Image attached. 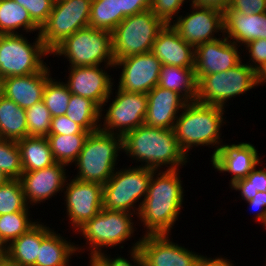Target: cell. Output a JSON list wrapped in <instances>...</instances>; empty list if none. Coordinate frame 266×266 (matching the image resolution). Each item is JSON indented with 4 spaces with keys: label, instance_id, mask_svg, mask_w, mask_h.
Segmentation results:
<instances>
[{
    "label": "cell",
    "instance_id": "6da1fadb",
    "mask_svg": "<svg viewBox=\"0 0 266 266\" xmlns=\"http://www.w3.org/2000/svg\"><path fill=\"white\" fill-rule=\"evenodd\" d=\"M179 171L165 169L153 172L137 216L147 229L144 235H170L183 208L184 190Z\"/></svg>",
    "mask_w": 266,
    "mask_h": 266
},
{
    "label": "cell",
    "instance_id": "74e56055",
    "mask_svg": "<svg viewBox=\"0 0 266 266\" xmlns=\"http://www.w3.org/2000/svg\"><path fill=\"white\" fill-rule=\"evenodd\" d=\"M51 114L44 102L26 109L28 136L47 137L51 128Z\"/></svg>",
    "mask_w": 266,
    "mask_h": 266
},
{
    "label": "cell",
    "instance_id": "7402d4cb",
    "mask_svg": "<svg viewBox=\"0 0 266 266\" xmlns=\"http://www.w3.org/2000/svg\"><path fill=\"white\" fill-rule=\"evenodd\" d=\"M51 77L46 65L37 73L4 78L2 95L26 110L42 101L45 85Z\"/></svg>",
    "mask_w": 266,
    "mask_h": 266
},
{
    "label": "cell",
    "instance_id": "7bdbcfd3",
    "mask_svg": "<svg viewBox=\"0 0 266 266\" xmlns=\"http://www.w3.org/2000/svg\"><path fill=\"white\" fill-rule=\"evenodd\" d=\"M140 242L141 239L139 238V240L132 247H130V260L134 262V265L127 260V258L125 259L124 257H121V255L117 256L116 258H111L107 254H104V252H100L98 255L106 262L108 266H143V254L139 246Z\"/></svg>",
    "mask_w": 266,
    "mask_h": 266
},
{
    "label": "cell",
    "instance_id": "e0dca14e",
    "mask_svg": "<svg viewBox=\"0 0 266 266\" xmlns=\"http://www.w3.org/2000/svg\"><path fill=\"white\" fill-rule=\"evenodd\" d=\"M170 235H144L139 244L143 266H195L203 255L170 241Z\"/></svg>",
    "mask_w": 266,
    "mask_h": 266
},
{
    "label": "cell",
    "instance_id": "7a4b0ae2",
    "mask_svg": "<svg viewBox=\"0 0 266 266\" xmlns=\"http://www.w3.org/2000/svg\"><path fill=\"white\" fill-rule=\"evenodd\" d=\"M122 149L142 167L176 170L186 165L188 156L181 150L173 129L141 125L122 137Z\"/></svg>",
    "mask_w": 266,
    "mask_h": 266
},
{
    "label": "cell",
    "instance_id": "f1b7e54d",
    "mask_svg": "<svg viewBox=\"0 0 266 266\" xmlns=\"http://www.w3.org/2000/svg\"><path fill=\"white\" fill-rule=\"evenodd\" d=\"M27 136L26 110L2 95L0 97V138L18 141Z\"/></svg>",
    "mask_w": 266,
    "mask_h": 266
},
{
    "label": "cell",
    "instance_id": "f546056e",
    "mask_svg": "<svg viewBox=\"0 0 266 266\" xmlns=\"http://www.w3.org/2000/svg\"><path fill=\"white\" fill-rule=\"evenodd\" d=\"M20 28L26 33L40 34L41 30L23 6L14 0H0V34H18Z\"/></svg>",
    "mask_w": 266,
    "mask_h": 266
},
{
    "label": "cell",
    "instance_id": "681fc988",
    "mask_svg": "<svg viewBox=\"0 0 266 266\" xmlns=\"http://www.w3.org/2000/svg\"><path fill=\"white\" fill-rule=\"evenodd\" d=\"M227 258L216 257V258H207L203 256L200 261L195 266H220Z\"/></svg>",
    "mask_w": 266,
    "mask_h": 266
},
{
    "label": "cell",
    "instance_id": "9f6ffc18",
    "mask_svg": "<svg viewBox=\"0 0 266 266\" xmlns=\"http://www.w3.org/2000/svg\"><path fill=\"white\" fill-rule=\"evenodd\" d=\"M229 259H226L220 266H234Z\"/></svg>",
    "mask_w": 266,
    "mask_h": 266
},
{
    "label": "cell",
    "instance_id": "ab89813d",
    "mask_svg": "<svg viewBox=\"0 0 266 266\" xmlns=\"http://www.w3.org/2000/svg\"><path fill=\"white\" fill-rule=\"evenodd\" d=\"M23 6L31 19L41 28L48 20L54 0H14Z\"/></svg>",
    "mask_w": 266,
    "mask_h": 266
},
{
    "label": "cell",
    "instance_id": "db71d44e",
    "mask_svg": "<svg viewBox=\"0 0 266 266\" xmlns=\"http://www.w3.org/2000/svg\"><path fill=\"white\" fill-rule=\"evenodd\" d=\"M9 178L0 170V185L5 184Z\"/></svg>",
    "mask_w": 266,
    "mask_h": 266
},
{
    "label": "cell",
    "instance_id": "bcb514c9",
    "mask_svg": "<svg viewBox=\"0 0 266 266\" xmlns=\"http://www.w3.org/2000/svg\"><path fill=\"white\" fill-rule=\"evenodd\" d=\"M152 0H122V21L131 15L151 8Z\"/></svg>",
    "mask_w": 266,
    "mask_h": 266
},
{
    "label": "cell",
    "instance_id": "603a6c76",
    "mask_svg": "<svg viewBox=\"0 0 266 266\" xmlns=\"http://www.w3.org/2000/svg\"><path fill=\"white\" fill-rule=\"evenodd\" d=\"M151 52L162 65L194 68L195 48L185 42L171 24H165L159 31Z\"/></svg>",
    "mask_w": 266,
    "mask_h": 266
},
{
    "label": "cell",
    "instance_id": "8d00e7d4",
    "mask_svg": "<svg viewBox=\"0 0 266 266\" xmlns=\"http://www.w3.org/2000/svg\"><path fill=\"white\" fill-rule=\"evenodd\" d=\"M0 170L9 179H20L23 169L17 141L0 138Z\"/></svg>",
    "mask_w": 266,
    "mask_h": 266
},
{
    "label": "cell",
    "instance_id": "2e32d148",
    "mask_svg": "<svg viewBox=\"0 0 266 266\" xmlns=\"http://www.w3.org/2000/svg\"><path fill=\"white\" fill-rule=\"evenodd\" d=\"M68 70V81L65 84L70 93L92 100L102 114L103 107L107 105L105 103L109 102L113 94L114 78L108 75L101 65L69 67Z\"/></svg>",
    "mask_w": 266,
    "mask_h": 266
},
{
    "label": "cell",
    "instance_id": "4316f807",
    "mask_svg": "<svg viewBox=\"0 0 266 266\" xmlns=\"http://www.w3.org/2000/svg\"><path fill=\"white\" fill-rule=\"evenodd\" d=\"M158 86L177 92L187 102L196 101L197 79L194 68L162 65Z\"/></svg>",
    "mask_w": 266,
    "mask_h": 266
},
{
    "label": "cell",
    "instance_id": "e575fe53",
    "mask_svg": "<svg viewBox=\"0 0 266 266\" xmlns=\"http://www.w3.org/2000/svg\"><path fill=\"white\" fill-rule=\"evenodd\" d=\"M55 80L51 77L47 81L42 99L52 117L65 115L71 96L65 82Z\"/></svg>",
    "mask_w": 266,
    "mask_h": 266
},
{
    "label": "cell",
    "instance_id": "f6af8a7d",
    "mask_svg": "<svg viewBox=\"0 0 266 266\" xmlns=\"http://www.w3.org/2000/svg\"><path fill=\"white\" fill-rule=\"evenodd\" d=\"M229 8L246 15L266 13V0H231Z\"/></svg>",
    "mask_w": 266,
    "mask_h": 266
},
{
    "label": "cell",
    "instance_id": "9a60e30c",
    "mask_svg": "<svg viewBox=\"0 0 266 266\" xmlns=\"http://www.w3.org/2000/svg\"><path fill=\"white\" fill-rule=\"evenodd\" d=\"M122 67L118 89L148 93L158 85L162 62L150 51L132 55L114 62V67Z\"/></svg>",
    "mask_w": 266,
    "mask_h": 266
},
{
    "label": "cell",
    "instance_id": "484cf974",
    "mask_svg": "<svg viewBox=\"0 0 266 266\" xmlns=\"http://www.w3.org/2000/svg\"><path fill=\"white\" fill-rule=\"evenodd\" d=\"M83 250L78 245L75 246V243L68 242L64 237H61L60 233L56 234L52 230L41 241L36 266H70L71 256Z\"/></svg>",
    "mask_w": 266,
    "mask_h": 266
},
{
    "label": "cell",
    "instance_id": "8fae6325",
    "mask_svg": "<svg viewBox=\"0 0 266 266\" xmlns=\"http://www.w3.org/2000/svg\"><path fill=\"white\" fill-rule=\"evenodd\" d=\"M92 0H54L47 22L40 36L51 53L67 37L89 26Z\"/></svg>",
    "mask_w": 266,
    "mask_h": 266
},
{
    "label": "cell",
    "instance_id": "60d3db41",
    "mask_svg": "<svg viewBox=\"0 0 266 266\" xmlns=\"http://www.w3.org/2000/svg\"><path fill=\"white\" fill-rule=\"evenodd\" d=\"M186 0H152L150 10L165 24H171L178 17L181 6Z\"/></svg>",
    "mask_w": 266,
    "mask_h": 266
},
{
    "label": "cell",
    "instance_id": "52a82bcc",
    "mask_svg": "<svg viewBox=\"0 0 266 266\" xmlns=\"http://www.w3.org/2000/svg\"><path fill=\"white\" fill-rule=\"evenodd\" d=\"M258 86L256 71L242 61L227 71L203 75L197 80L196 102L225 108L231 98Z\"/></svg>",
    "mask_w": 266,
    "mask_h": 266
},
{
    "label": "cell",
    "instance_id": "8992f818",
    "mask_svg": "<svg viewBox=\"0 0 266 266\" xmlns=\"http://www.w3.org/2000/svg\"><path fill=\"white\" fill-rule=\"evenodd\" d=\"M165 23L149 9L126 17L112 32L114 62L147 53Z\"/></svg>",
    "mask_w": 266,
    "mask_h": 266
},
{
    "label": "cell",
    "instance_id": "83f0119b",
    "mask_svg": "<svg viewBox=\"0 0 266 266\" xmlns=\"http://www.w3.org/2000/svg\"><path fill=\"white\" fill-rule=\"evenodd\" d=\"M23 172L43 169L56 163L46 137L27 136L17 141Z\"/></svg>",
    "mask_w": 266,
    "mask_h": 266
},
{
    "label": "cell",
    "instance_id": "cb8c5ba5",
    "mask_svg": "<svg viewBox=\"0 0 266 266\" xmlns=\"http://www.w3.org/2000/svg\"><path fill=\"white\" fill-rule=\"evenodd\" d=\"M224 36L239 46L266 39V13L246 15L228 7L224 11Z\"/></svg>",
    "mask_w": 266,
    "mask_h": 266
},
{
    "label": "cell",
    "instance_id": "3957f363",
    "mask_svg": "<svg viewBox=\"0 0 266 266\" xmlns=\"http://www.w3.org/2000/svg\"><path fill=\"white\" fill-rule=\"evenodd\" d=\"M220 106L188 102L175 121L174 133L181 150L187 153L194 146H215L211 159L222 146L220 128L225 124Z\"/></svg>",
    "mask_w": 266,
    "mask_h": 266
},
{
    "label": "cell",
    "instance_id": "6f0895ef",
    "mask_svg": "<svg viewBox=\"0 0 266 266\" xmlns=\"http://www.w3.org/2000/svg\"><path fill=\"white\" fill-rule=\"evenodd\" d=\"M3 78L0 77V97L2 96Z\"/></svg>",
    "mask_w": 266,
    "mask_h": 266
},
{
    "label": "cell",
    "instance_id": "d6986e66",
    "mask_svg": "<svg viewBox=\"0 0 266 266\" xmlns=\"http://www.w3.org/2000/svg\"><path fill=\"white\" fill-rule=\"evenodd\" d=\"M65 167V164L56 162L49 167L21 174L20 181L29 207L65 190L67 181Z\"/></svg>",
    "mask_w": 266,
    "mask_h": 266
},
{
    "label": "cell",
    "instance_id": "9c48e42d",
    "mask_svg": "<svg viewBox=\"0 0 266 266\" xmlns=\"http://www.w3.org/2000/svg\"><path fill=\"white\" fill-rule=\"evenodd\" d=\"M19 34H0V77L3 79L40 72L47 65L42 58L51 55L40 34L33 45Z\"/></svg>",
    "mask_w": 266,
    "mask_h": 266
},
{
    "label": "cell",
    "instance_id": "d6a6232c",
    "mask_svg": "<svg viewBox=\"0 0 266 266\" xmlns=\"http://www.w3.org/2000/svg\"><path fill=\"white\" fill-rule=\"evenodd\" d=\"M122 22V0H92L89 26L112 32Z\"/></svg>",
    "mask_w": 266,
    "mask_h": 266
},
{
    "label": "cell",
    "instance_id": "ee69618b",
    "mask_svg": "<svg viewBox=\"0 0 266 266\" xmlns=\"http://www.w3.org/2000/svg\"><path fill=\"white\" fill-rule=\"evenodd\" d=\"M243 46L248 50V56H251L249 62L252 61V63L247 62L246 64L256 71L266 61V39H256Z\"/></svg>",
    "mask_w": 266,
    "mask_h": 266
},
{
    "label": "cell",
    "instance_id": "d4e9b609",
    "mask_svg": "<svg viewBox=\"0 0 266 266\" xmlns=\"http://www.w3.org/2000/svg\"><path fill=\"white\" fill-rule=\"evenodd\" d=\"M36 223L6 248L5 259L16 266H36L41 241L53 230L42 222Z\"/></svg>",
    "mask_w": 266,
    "mask_h": 266
},
{
    "label": "cell",
    "instance_id": "f35d334b",
    "mask_svg": "<svg viewBox=\"0 0 266 266\" xmlns=\"http://www.w3.org/2000/svg\"><path fill=\"white\" fill-rule=\"evenodd\" d=\"M230 188L239 191L245 201L255 197L257 192H266V168L256 167L246 177L235 181Z\"/></svg>",
    "mask_w": 266,
    "mask_h": 266
},
{
    "label": "cell",
    "instance_id": "f5cc1de1",
    "mask_svg": "<svg viewBox=\"0 0 266 266\" xmlns=\"http://www.w3.org/2000/svg\"><path fill=\"white\" fill-rule=\"evenodd\" d=\"M7 246L0 239V259L5 257Z\"/></svg>",
    "mask_w": 266,
    "mask_h": 266
},
{
    "label": "cell",
    "instance_id": "4fadbf2b",
    "mask_svg": "<svg viewBox=\"0 0 266 266\" xmlns=\"http://www.w3.org/2000/svg\"><path fill=\"white\" fill-rule=\"evenodd\" d=\"M191 13L178 15L171 26L180 37L194 48L205 42L217 40L214 33L224 34V12L212 7L190 4ZM175 22V23H174ZM173 24V25H172ZM215 36V37H214Z\"/></svg>",
    "mask_w": 266,
    "mask_h": 266
},
{
    "label": "cell",
    "instance_id": "4dcf8cb0",
    "mask_svg": "<svg viewBox=\"0 0 266 266\" xmlns=\"http://www.w3.org/2000/svg\"><path fill=\"white\" fill-rule=\"evenodd\" d=\"M65 115L90 133L98 131L102 124L100 108L92 100L75 94L70 96Z\"/></svg>",
    "mask_w": 266,
    "mask_h": 266
},
{
    "label": "cell",
    "instance_id": "277c9868",
    "mask_svg": "<svg viewBox=\"0 0 266 266\" xmlns=\"http://www.w3.org/2000/svg\"><path fill=\"white\" fill-rule=\"evenodd\" d=\"M122 149V136L101 131L89 133L75 163L78 175L84 182L104 185L116 171L118 153Z\"/></svg>",
    "mask_w": 266,
    "mask_h": 266
},
{
    "label": "cell",
    "instance_id": "11a10c76",
    "mask_svg": "<svg viewBox=\"0 0 266 266\" xmlns=\"http://www.w3.org/2000/svg\"><path fill=\"white\" fill-rule=\"evenodd\" d=\"M0 266H16L9 263L5 258L0 259Z\"/></svg>",
    "mask_w": 266,
    "mask_h": 266
},
{
    "label": "cell",
    "instance_id": "b9f144b4",
    "mask_svg": "<svg viewBox=\"0 0 266 266\" xmlns=\"http://www.w3.org/2000/svg\"><path fill=\"white\" fill-rule=\"evenodd\" d=\"M78 123L71 121L66 115L51 118V128L49 134H89Z\"/></svg>",
    "mask_w": 266,
    "mask_h": 266
},
{
    "label": "cell",
    "instance_id": "44dd1931",
    "mask_svg": "<svg viewBox=\"0 0 266 266\" xmlns=\"http://www.w3.org/2000/svg\"><path fill=\"white\" fill-rule=\"evenodd\" d=\"M147 98L144 125L162 129H174L179 112L188 103L177 92L163 89L158 85L147 93Z\"/></svg>",
    "mask_w": 266,
    "mask_h": 266
},
{
    "label": "cell",
    "instance_id": "ba28073f",
    "mask_svg": "<svg viewBox=\"0 0 266 266\" xmlns=\"http://www.w3.org/2000/svg\"><path fill=\"white\" fill-rule=\"evenodd\" d=\"M136 167L121 170L116 168L117 171L103 185V208L128 213L133 212L138 216L155 170L142 166ZM137 202L140 203L137 206L138 208L134 205Z\"/></svg>",
    "mask_w": 266,
    "mask_h": 266
},
{
    "label": "cell",
    "instance_id": "5b68a950",
    "mask_svg": "<svg viewBox=\"0 0 266 266\" xmlns=\"http://www.w3.org/2000/svg\"><path fill=\"white\" fill-rule=\"evenodd\" d=\"M51 54L65 56L70 67L97 66L104 62L105 69L114 68L111 32L90 26L67 37Z\"/></svg>",
    "mask_w": 266,
    "mask_h": 266
},
{
    "label": "cell",
    "instance_id": "1f68e13d",
    "mask_svg": "<svg viewBox=\"0 0 266 266\" xmlns=\"http://www.w3.org/2000/svg\"><path fill=\"white\" fill-rule=\"evenodd\" d=\"M89 134H49L46 138L57 163L66 166L74 163Z\"/></svg>",
    "mask_w": 266,
    "mask_h": 266
},
{
    "label": "cell",
    "instance_id": "c3c4849f",
    "mask_svg": "<svg viewBox=\"0 0 266 266\" xmlns=\"http://www.w3.org/2000/svg\"><path fill=\"white\" fill-rule=\"evenodd\" d=\"M191 2L193 5L212 7L224 12L229 7L231 0H191Z\"/></svg>",
    "mask_w": 266,
    "mask_h": 266
},
{
    "label": "cell",
    "instance_id": "f907efd6",
    "mask_svg": "<svg viewBox=\"0 0 266 266\" xmlns=\"http://www.w3.org/2000/svg\"><path fill=\"white\" fill-rule=\"evenodd\" d=\"M256 79L258 85L266 83V61L256 70Z\"/></svg>",
    "mask_w": 266,
    "mask_h": 266
},
{
    "label": "cell",
    "instance_id": "7dc6e473",
    "mask_svg": "<svg viewBox=\"0 0 266 266\" xmlns=\"http://www.w3.org/2000/svg\"><path fill=\"white\" fill-rule=\"evenodd\" d=\"M246 202L249 203L250 208L257 212L254 216L255 221L263 223L264 226L266 224V192H257L253 199Z\"/></svg>",
    "mask_w": 266,
    "mask_h": 266
},
{
    "label": "cell",
    "instance_id": "836d02e7",
    "mask_svg": "<svg viewBox=\"0 0 266 266\" xmlns=\"http://www.w3.org/2000/svg\"><path fill=\"white\" fill-rule=\"evenodd\" d=\"M20 179H9L0 185V215L29 212Z\"/></svg>",
    "mask_w": 266,
    "mask_h": 266
},
{
    "label": "cell",
    "instance_id": "ac0fdd59",
    "mask_svg": "<svg viewBox=\"0 0 266 266\" xmlns=\"http://www.w3.org/2000/svg\"><path fill=\"white\" fill-rule=\"evenodd\" d=\"M222 37L195 47L194 71L197 80L203 75L227 71L242 61L238 51L240 46L224 35Z\"/></svg>",
    "mask_w": 266,
    "mask_h": 266
},
{
    "label": "cell",
    "instance_id": "d590c367",
    "mask_svg": "<svg viewBox=\"0 0 266 266\" xmlns=\"http://www.w3.org/2000/svg\"><path fill=\"white\" fill-rule=\"evenodd\" d=\"M29 213L14 212L0 215V239L6 246L36 223L29 218Z\"/></svg>",
    "mask_w": 266,
    "mask_h": 266
},
{
    "label": "cell",
    "instance_id": "816d5d0a",
    "mask_svg": "<svg viewBox=\"0 0 266 266\" xmlns=\"http://www.w3.org/2000/svg\"><path fill=\"white\" fill-rule=\"evenodd\" d=\"M90 266H108L98 254H90Z\"/></svg>",
    "mask_w": 266,
    "mask_h": 266
},
{
    "label": "cell",
    "instance_id": "5bb4252c",
    "mask_svg": "<svg viewBox=\"0 0 266 266\" xmlns=\"http://www.w3.org/2000/svg\"><path fill=\"white\" fill-rule=\"evenodd\" d=\"M66 181V214L76 231L103 209V185L78 179Z\"/></svg>",
    "mask_w": 266,
    "mask_h": 266
},
{
    "label": "cell",
    "instance_id": "7c38bea8",
    "mask_svg": "<svg viewBox=\"0 0 266 266\" xmlns=\"http://www.w3.org/2000/svg\"><path fill=\"white\" fill-rule=\"evenodd\" d=\"M106 110L103 124L99 129L103 132L124 136L126 133L144 125L148 107L147 93L127 92L118 89L116 96ZM103 126V127H102Z\"/></svg>",
    "mask_w": 266,
    "mask_h": 266
},
{
    "label": "cell",
    "instance_id": "ffe728a7",
    "mask_svg": "<svg viewBox=\"0 0 266 266\" xmlns=\"http://www.w3.org/2000/svg\"><path fill=\"white\" fill-rule=\"evenodd\" d=\"M258 151L250 143L222 144L217 153L211 159L212 167L220 173L232 174L229 184L246 178L260 163Z\"/></svg>",
    "mask_w": 266,
    "mask_h": 266
},
{
    "label": "cell",
    "instance_id": "30bf717a",
    "mask_svg": "<svg viewBox=\"0 0 266 266\" xmlns=\"http://www.w3.org/2000/svg\"><path fill=\"white\" fill-rule=\"evenodd\" d=\"M133 216V213L103 208L76 232L84 236L85 244L90 247V254H99L106 247L117 246L133 237L136 231Z\"/></svg>",
    "mask_w": 266,
    "mask_h": 266
}]
</instances>
